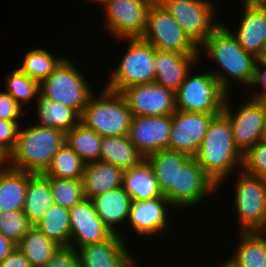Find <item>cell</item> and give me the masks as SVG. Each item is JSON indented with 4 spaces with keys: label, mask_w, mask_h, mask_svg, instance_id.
I'll return each instance as SVG.
<instances>
[{
    "label": "cell",
    "mask_w": 266,
    "mask_h": 267,
    "mask_svg": "<svg viewBox=\"0 0 266 267\" xmlns=\"http://www.w3.org/2000/svg\"><path fill=\"white\" fill-rule=\"evenodd\" d=\"M91 201L103 223L113 234H118L125 239L120 227L128 220L132 202L129 194L120 186L92 198Z\"/></svg>",
    "instance_id": "603a6c76"
},
{
    "label": "cell",
    "mask_w": 266,
    "mask_h": 267,
    "mask_svg": "<svg viewBox=\"0 0 266 267\" xmlns=\"http://www.w3.org/2000/svg\"><path fill=\"white\" fill-rule=\"evenodd\" d=\"M36 227L61 247H70L69 209L54 203Z\"/></svg>",
    "instance_id": "d6a6232c"
},
{
    "label": "cell",
    "mask_w": 266,
    "mask_h": 267,
    "mask_svg": "<svg viewBox=\"0 0 266 267\" xmlns=\"http://www.w3.org/2000/svg\"><path fill=\"white\" fill-rule=\"evenodd\" d=\"M101 89L83 108L80 123L102 137L128 135L133 116L126 99L120 92Z\"/></svg>",
    "instance_id": "277c9868"
},
{
    "label": "cell",
    "mask_w": 266,
    "mask_h": 267,
    "mask_svg": "<svg viewBox=\"0 0 266 267\" xmlns=\"http://www.w3.org/2000/svg\"><path fill=\"white\" fill-rule=\"evenodd\" d=\"M145 156L125 136H104L101 141V161L113 164L123 170L141 164Z\"/></svg>",
    "instance_id": "f1b7e54d"
},
{
    "label": "cell",
    "mask_w": 266,
    "mask_h": 267,
    "mask_svg": "<svg viewBox=\"0 0 266 267\" xmlns=\"http://www.w3.org/2000/svg\"><path fill=\"white\" fill-rule=\"evenodd\" d=\"M191 159L186 154L163 149L150 154L146 160L152 167L163 196L176 209V177L179 170Z\"/></svg>",
    "instance_id": "7402d4cb"
},
{
    "label": "cell",
    "mask_w": 266,
    "mask_h": 267,
    "mask_svg": "<svg viewBox=\"0 0 266 267\" xmlns=\"http://www.w3.org/2000/svg\"><path fill=\"white\" fill-rule=\"evenodd\" d=\"M242 169L254 176L266 179V141L260 140L243 154Z\"/></svg>",
    "instance_id": "f35d334b"
},
{
    "label": "cell",
    "mask_w": 266,
    "mask_h": 267,
    "mask_svg": "<svg viewBox=\"0 0 266 267\" xmlns=\"http://www.w3.org/2000/svg\"><path fill=\"white\" fill-rule=\"evenodd\" d=\"M31 227L23 210L0 213V233L15 245Z\"/></svg>",
    "instance_id": "74e56055"
},
{
    "label": "cell",
    "mask_w": 266,
    "mask_h": 267,
    "mask_svg": "<svg viewBox=\"0 0 266 267\" xmlns=\"http://www.w3.org/2000/svg\"><path fill=\"white\" fill-rule=\"evenodd\" d=\"M70 247L77 249L81 246L100 243L110 239L114 234L103 223L95 211L90 199H83L70 210Z\"/></svg>",
    "instance_id": "ac0fdd59"
},
{
    "label": "cell",
    "mask_w": 266,
    "mask_h": 267,
    "mask_svg": "<svg viewBox=\"0 0 266 267\" xmlns=\"http://www.w3.org/2000/svg\"><path fill=\"white\" fill-rule=\"evenodd\" d=\"M44 267H82L76 249L60 247Z\"/></svg>",
    "instance_id": "b9f144b4"
},
{
    "label": "cell",
    "mask_w": 266,
    "mask_h": 267,
    "mask_svg": "<svg viewBox=\"0 0 266 267\" xmlns=\"http://www.w3.org/2000/svg\"><path fill=\"white\" fill-rule=\"evenodd\" d=\"M72 59L65 57L54 71L39 83L40 93L73 108L79 115L94 91Z\"/></svg>",
    "instance_id": "8992f818"
},
{
    "label": "cell",
    "mask_w": 266,
    "mask_h": 267,
    "mask_svg": "<svg viewBox=\"0 0 266 267\" xmlns=\"http://www.w3.org/2000/svg\"><path fill=\"white\" fill-rule=\"evenodd\" d=\"M32 174L10 166L0 174V213L23 210L28 180Z\"/></svg>",
    "instance_id": "4316f807"
},
{
    "label": "cell",
    "mask_w": 266,
    "mask_h": 267,
    "mask_svg": "<svg viewBox=\"0 0 266 267\" xmlns=\"http://www.w3.org/2000/svg\"><path fill=\"white\" fill-rule=\"evenodd\" d=\"M141 39L158 50L199 54V48L157 0L148 9L146 30Z\"/></svg>",
    "instance_id": "30bf717a"
},
{
    "label": "cell",
    "mask_w": 266,
    "mask_h": 267,
    "mask_svg": "<svg viewBox=\"0 0 266 267\" xmlns=\"http://www.w3.org/2000/svg\"><path fill=\"white\" fill-rule=\"evenodd\" d=\"M16 245L0 233V263L10 254Z\"/></svg>",
    "instance_id": "f6af8a7d"
},
{
    "label": "cell",
    "mask_w": 266,
    "mask_h": 267,
    "mask_svg": "<svg viewBox=\"0 0 266 267\" xmlns=\"http://www.w3.org/2000/svg\"><path fill=\"white\" fill-rule=\"evenodd\" d=\"M124 170L103 161L85 163L82 176L83 195L92 199L111 189L122 186Z\"/></svg>",
    "instance_id": "cb8c5ba5"
},
{
    "label": "cell",
    "mask_w": 266,
    "mask_h": 267,
    "mask_svg": "<svg viewBox=\"0 0 266 267\" xmlns=\"http://www.w3.org/2000/svg\"><path fill=\"white\" fill-rule=\"evenodd\" d=\"M121 94L132 116L169 115L176 111L175 92L155 82L129 86Z\"/></svg>",
    "instance_id": "5bb4252c"
},
{
    "label": "cell",
    "mask_w": 266,
    "mask_h": 267,
    "mask_svg": "<svg viewBox=\"0 0 266 267\" xmlns=\"http://www.w3.org/2000/svg\"><path fill=\"white\" fill-rule=\"evenodd\" d=\"M6 91L14 100L24 108L23 103H28L39 94V82L22 73L18 68L12 70L5 80Z\"/></svg>",
    "instance_id": "d590c367"
},
{
    "label": "cell",
    "mask_w": 266,
    "mask_h": 267,
    "mask_svg": "<svg viewBox=\"0 0 266 267\" xmlns=\"http://www.w3.org/2000/svg\"><path fill=\"white\" fill-rule=\"evenodd\" d=\"M168 210L176 211L163 195L147 201H132L128 223L123 226L131 227L130 229H133L137 236L141 238L144 236V239L152 235H160L162 231H169L167 230V227H170Z\"/></svg>",
    "instance_id": "e0dca14e"
},
{
    "label": "cell",
    "mask_w": 266,
    "mask_h": 267,
    "mask_svg": "<svg viewBox=\"0 0 266 267\" xmlns=\"http://www.w3.org/2000/svg\"><path fill=\"white\" fill-rule=\"evenodd\" d=\"M121 187L132 201H147L163 195L146 159L141 164L124 170Z\"/></svg>",
    "instance_id": "484cf974"
},
{
    "label": "cell",
    "mask_w": 266,
    "mask_h": 267,
    "mask_svg": "<svg viewBox=\"0 0 266 267\" xmlns=\"http://www.w3.org/2000/svg\"><path fill=\"white\" fill-rule=\"evenodd\" d=\"M199 48L222 24L215 20L216 4L212 0H157ZM215 8V9H214Z\"/></svg>",
    "instance_id": "9c48e42d"
},
{
    "label": "cell",
    "mask_w": 266,
    "mask_h": 267,
    "mask_svg": "<svg viewBox=\"0 0 266 267\" xmlns=\"http://www.w3.org/2000/svg\"><path fill=\"white\" fill-rule=\"evenodd\" d=\"M126 243L122 236L114 234L108 240L81 246L76 251L82 267H137L138 260L132 258L135 256Z\"/></svg>",
    "instance_id": "ffe728a7"
},
{
    "label": "cell",
    "mask_w": 266,
    "mask_h": 267,
    "mask_svg": "<svg viewBox=\"0 0 266 267\" xmlns=\"http://www.w3.org/2000/svg\"><path fill=\"white\" fill-rule=\"evenodd\" d=\"M204 266L206 267V265H204ZM204 266H203V267H204ZM212 266H213V267H214V266H215V267H218V264H216V265H211V267H212ZM198 267H200V266H198Z\"/></svg>",
    "instance_id": "816d5d0a"
},
{
    "label": "cell",
    "mask_w": 266,
    "mask_h": 267,
    "mask_svg": "<svg viewBox=\"0 0 266 267\" xmlns=\"http://www.w3.org/2000/svg\"><path fill=\"white\" fill-rule=\"evenodd\" d=\"M65 140L66 133L62 130L36 123L25 128L20 125L15 147L9 154V166L33 174H43Z\"/></svg>",
    "instance_id": "3957f363"
},
{
    "label": "cell",
    "mask_w": 266,
    "mask_h": 267,
    "mask_svg": "<svg viewBox=\"0 0 266 267\" xmlns=\"http://www.w3.org/2000/svg\"><path fill=\"white\" fill-rule=\"evenodd\" d=\"M25 115L24 108H22L13 97H11L5 90L0 91V119L7 121H20L22 115Z\"/></svg>",
    "instance_id": "60d3db41"
},
{
    "label": "cell",
    "mask_w": 266,
    "mask_h": 267,
    "mask_svg": "<svg viewBox=\"0 0 266 267\" xmlns=\"http://www.w3.org/2000/svg\"><path fill=\"white\" fill-rule=\"evenodd\" d=\"M237 173L233 174L237 177L233 206L239 231H266V179L250 175L243 169Z\"/></svg>",
    "instance_id": "52a82bcc"
},
{
    "label": "cell",
    "mask_w": 266,
    "mask_h": 267,
    "mask_svg": "<svg viewBox=\"0 0 266 267\" xmlns=\"http://www.w3.org/2000/svg\"><path fill=\"white\" fill-rule=\"evenodd\" d=\"M9 166V155L0 149V174Z\"/></svg>",
    "instance_id": "bcb514c9"
},
{
    "label": "cell",
    "mask_w": 266,
    "mask_h": 267,
    "mask_svg": "<svg viewBox=\"0 0 266 267\" xmlns=\"http://www.w3.org/2000/svg\"><path fill=\"white\" fill-rule=\"evenodd\" d=\"M54 203L71 209L85 199L82 181L76 179H61L49 177Z\"/></svg>",
    "instance_id": "8d00e7d4"
},
{
    "label": "cell",
    "mask_w": 266,
    "mask_h": 267,
    "mask_svg": "<svg viewBox=\"0 0 266 267\" xmlns=\"http://www.w3.org/2000/svg\"><path fill=\"white\" fill-rule=\"evenodd\" d=\"M154 0H110L102 7L106 28L114 38H141Z\"/></svg>",
    "instance_id": "7c38bea8"
},
{
    "label": "cell",
    "mask_w": 266,
    "mask_h": 267,
    "mask_svg": "<svg viewBox=\"0 0 266 267\" xmlns=\"http://www.w3.org/2000/svg\"><path fill=\"white\" fill-rule=\"evenodd\" d=\"M20 123V121H7L0 119V149L8 155L15 147Z\"/></svg>",
    "instance_id": "ab89813d"
},
{
    "label": "cell",
    "mask_w": 266,
    "mask_h": 267,
    "mask_svg": "<svg viewBox=\"0 0 266 267\" xmlns=\"http://www.w3.org/2000/svg\"><path fill=\"white\" fill-rule=\"evenodd\" d=\"M34 102L37 105L36 124L39 126L55 128L66 133L80 122V115L73 108L53 101L40 92Z\"/></svg>",
    "instance_id": "83f0119b"
},
{
    "label": "cell",
    "mask_w": 266,
    "mask_h": 267,
    "mask_svg": "<svg viewBox=\"0 0 266 267\" xmlns=\"http://www.w3.org/2000/svg\"><path fill=\"white\" fill-rule=\"evenodd\" d=\"M85 162L66 144L53 156L51 164L43 173L47 177L81 180Z\"/></svg>",
    "instance_id": "836d02e7"
},
{
    "label": "cell",
    "mask_w": 266,
    "mask_h": 267,
    "mask_svg": "<svg viewBox=\"0 0 266 267\" xmlns=\"http://www.w3.org/2000/svg\"><path fill=\"white\" fill-rule=\"evenodd\" d=\"M261 63H265L266 64V44L265 47L263 49L262 54L257 58Z\"/></svg>",
    "instance_id": "c3c4849f"
},
{
    "label": "cell",
    "mask_w": 266,
    "mask_h": 267,
    "mask_svg": "<svg viewBox=\"0 0 266 267\" xmlns=\"http://www.w3.org/2000/svg\"><path fill=\"white\" fill-rule=\"evenodd\" d=\"M218 187L214 181L205 173L194 158H191L176 177V209L191 210L203 201H207V196L217 193ZM197 205V206H196ZM185 208V209H184Z\"/></svg>",
    "instance_id": "2e32d148"
},
{
    "label": "cell",
    "mask_w": 266,
    "mask_h": 267,
    "mask_svg": "<svg viewBox=\"0 0 266 267\" xmlns=\"http://www.w3.org/2000/svg\"><path fill=\"white\" fill-rule=\"evenodd\" d=\"M89 2H94L95 4L98 3V4H101V6H103L107 1H110V0H88Z\"/></svg>",
    "instance_id": "681fc988"
},
{
    "label": "cell",
    "mask_w": 266,
    "mask_h": 267,
    "mask_svg": "<svg viewBox=\"0 0 266 267\" xmlns=\"http://www.w3.org/2000/svg\"><path fill=\"white\" fill-rule=\"evenodd\" d=\"M249 87V91H252V89L256 90L250 97L266 101V64L261 63L258 59L255 65L253 80Z\"/></svg>",
    "instance_id": "7bdbcfd3"
},
{
    "label": "cell",
    "mask_w": 266,
    "mask_h": 267,
    "mask_svg": "<svg viewBox=\"0 0 266 267\" xmlns=\"http://www.w3.org/2000/svg\"><path fill=\"white\" fill-rule=\"evenodd\" d=\"M54 204L49 177L32 174L28 180L23 212L31 226H36Z\"/></svg>",
    "instance_id": "d4e9b609"
},
{
    "label": "cell",
    "mask_w": 266,
    "mask_h": 267,
    "mask_svg": "<svg viewBox=\"0 0 266 267\" xmlns=\"http://www.w3.org/2000/svg\"><path fill=\"white\" fill-rule=\"evenodd\" d=\"M190 71L175 92L176 110L204 114H219L227 92L210 70L192 75Z\"/></svg>",
    "instance_id": "ba28073f"
},
{
    "label": "cell",
    "mask_w": 266,
    "mask_h": 267,
    "mask_svg": "<svg viewBox=\"0 0 266 267\" xmlns=\"http://www.w3.org/2000/svg\"><path fill=\"white\" fill-rule=\"evenodd\" d=\"M215 115L217 114L174 111L171 114L172 127L168 149L194 158Z\"/></svg>",
    "instance_id": "4fadbf2b"
},
{
    "label": "cell",
    "mask_w": 266,
    "mask_h": 267,
    "mask_svg": "<svg viewBox=\"0 0 266 267\" xmlns=\"http://www.w3.org/2000/svg\"><path fill=\"white\" fill-rule=\"evenodd\" d=\"M194 159L218 187L242 169L243 153L235 145L230 121L223 112L212 118Z\"/></svg>",
    "instance_id": "7a4b0ae2"
},
{
    "label": "cell",
    "mask_w": 266,
    "mask_h": 267,
    "mask_svg": "<svg viewBox=\"0 0 266 267\" xmlns=\"http://www.w3.org/2000/svg\"><path fill=\"white\" fill-rule=\"evenodd\" d=\"M52 53L42 48L27 51L22 60V65L17 67L22 73L39 83L47 78L65 56H52ZM58 57V58H57Z\"/></svg>",
    "instance_id": "e575fe53"
},
{
    "label": "cell",
    "mask_w": 266,
    "mask_h": 267,
    "mask_svg": "<svg viewBox=\"0 0 266 267\" xmlns=\"http://www.w3.org/2000/svg\"><path fill=\"white\" fill-rule=\"evenodd\" d=\"M128 42L124 55L111 71L104 87L114 92H122L125 88L144 83H152L155 78V47L141 38H118ZM127 40V41H126Z\"/></svg>",
    "instance_id": "5b68a950"
},
{
    "label": "cell",
    "mask_w": 266,
    "mask_h": 267,
    "mask_svg": "<svg viewBox=\"0 0 266 267\" xmlns=\"http://www.w3.org/2000/svg\"><path fill=\"white\" fill-rule=\"evenodd\" d=\"M201 50L206 52V57H209L211 62L214 60L213 63L217 67L214 68L215 71L210 72L227 93H230L233 82L249 88L257 58L245 51L223 24L199 47V59L204 60Z\"/></svg>",
    "instance_id": "6da1fadb"
},
{
    "label": "cell",
    "mask_w": 266,
    "mask_h": 267,
    "mask_svg": "<svg viewBox=\"0 0 266 267\" xmlns=\"http://www.w3.org/2000/svg\"><path fill=\"white\" fill-rule=\"evenodd\" d=\"M16 247L25 255L31 267H44L61 246L32 226Z\"/></svg>",
    "instance_id": "4dcf8cb0"
},
{
    "label": "cell",
    "mask_w": 266,
    "mask_h": 267,
    "mask_svg": "<svg viewBox=\"0 0 266 267\" xmlns=\"http://www.w3.org/2000/svg\"><path fill=\"white\" fill-rule=\"evenodd\" d=\"M0 267H31L25 255L15 246L10 254L0 263Z\"/></svg>",
    "instance_id": "ee69618b"
},
{
    "label": "cell",
    "mask_w": 266,
    "mask_h": 267,
    "mask_svg": "<svg viewBox=\"0 0 266 267\" xmlns=\"http://www.w3.org/2000/svg\"><path fill=\"white\" fill-rule=\"evenodd\" d=\"M218 267H238L233 261H231L229 258L223 261L222 263H218Z\"/></svg>",
    "instance_id": "7dc6e473"
},
{
    "label": "cell",
    "mask_w": 266,
    "mask_h": 267,
    "mask_svg": "<svg viewBox=\"0 0 266 267\" xmlns=\"http://www.w3.org/2000/svg\"><path fill=\"white\" fill-rule=\"evenodd\" d=\"M230 94L231 92L226 95L222 112L230 121L235 145L244 154L262 140L266 101L251 97L246 103L240 104L238 109H235L232 107L234 105L230 100Z\"/></svg>",
    "instance_id": "8fae6325"
},
{
    "label": "cell",
    "mask_w": 266,
    "mask_h": 267,
    "mask_svg": "<svg viewBox=\"0 0 266 267\" xmlns=\"http://www.w3.org/2000/svg\"><path fill=\"white\" fill-rule=\"evenodd\" d=\"M239 234V243L229 259L238 267H266V231Z\"/></svg>",
    "instance_id": "f546056e"
},
{
    "label": "cell",
    "mask_w": 266,
    "mask_h": 267,
    "mask_svg": "<svg viewBox=\"0 0 266 267\" xmlns=\"http://www.w3.org/2000/svg\"><path fill=\"white\" fill-rule=\"evenodd\" d=\"M199 54H181L155 48L154 82L176 92L191 69L200 64ZM194 66V67H192Z\"/></svg>",
    "instance_id": "44dd1931"
},
{
    "label": "cell",
    "mask_w": 266,
    "mask_h": 267,
    "mask_svg": "<svg viewBox=\"0 0 266 267\" xmlns=\"http://www.w3.org/2000/svg\"><path fill=\"white\" fill-rule=\"evenodd\" d=\"M262 140L266 141V116H265V123L263 128Z\"/></svg>",
    "instance_id": "f907efd6"
},
{
    "label": "cell",
    "mask_w": 266,
    "mask_h": 267,
    "mask_svg": "<svg viewBox=\"0 0 266 267\" xmlns=\"http://www.w3.org/2000/svg\"><path fill=\"white\" fill-rule=\"evenodd\" d=\"M241 20L237 21L239 26L235 30L222 24L237 39L240 46L247 52L258 58L266 44V2L262 0H242Z\"/></svg>",
    "instance_id": "9a60e30c"
},
{
    "label": "cell",
    "mask_w": 266,
    "mask_h": 267,
    "mask_svg": "<svg viewBox=\"0 0 266 267\" xmlns=\"http://www.w3.org/2000/svg\"><path fill=\"white\" fill-rule=\"evenodd\" d=\"M171 127V114L133 116L128 136L146 158L157 151L168 149Z\"/></svg>",
    "instance_id": "d6986e66"
},
{
    "label": "cell",
    "mask_w": 266,
    "mask_h": 267,
    "mask_svg": "<svg viewBox=\"0 0 266 267\" xmlns=\"http://www.w3.org/2000/svg\"><path fill=\"white\" fill-rule=\"evenodd\" d=\"M65 144L68 145L85 163L101 161L102 136L78 123L66 132Z\"/></svg>",
    "instance_id": "1f68e13d"
}]
</instances>
